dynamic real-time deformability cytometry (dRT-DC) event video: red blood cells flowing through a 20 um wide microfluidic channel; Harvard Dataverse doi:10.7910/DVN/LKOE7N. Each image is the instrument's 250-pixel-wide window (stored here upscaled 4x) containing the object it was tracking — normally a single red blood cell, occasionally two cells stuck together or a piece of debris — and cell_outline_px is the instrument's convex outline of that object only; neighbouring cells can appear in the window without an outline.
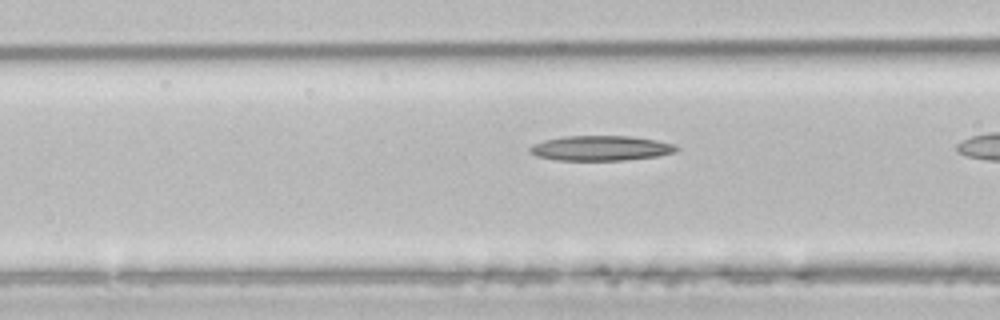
{"species": "common noctule bat (a hibernating species)", "species_latin": "Nyctalus noctula", "temperature_condition": "room temperature", "stored_images_in_passage": 16, "camera_frame_rate_fps": 3000, "um_per_image_px": 0.085, "animal": {"sex": "male", "body_mass_g": 21.5, "forearm_length_mm": 52.0}, "frame": {"image": 1, "passage_image": 14, "time_ms": 4.333, "image_size_px": [1000, 320], "cell_outline_px": [[680, 148], [676, 152], [656, 156], [624, 160], [556, 160], [536, 156], [528, 152], [528, 148], [532, 144], [544, 140], [564, 136], [632, 136], [656, 140], [672, 144]], "centroid_in_image_um": [51.02, 12.59], "position_along_channel_um": 115.6, "area_um2": 21.39}}